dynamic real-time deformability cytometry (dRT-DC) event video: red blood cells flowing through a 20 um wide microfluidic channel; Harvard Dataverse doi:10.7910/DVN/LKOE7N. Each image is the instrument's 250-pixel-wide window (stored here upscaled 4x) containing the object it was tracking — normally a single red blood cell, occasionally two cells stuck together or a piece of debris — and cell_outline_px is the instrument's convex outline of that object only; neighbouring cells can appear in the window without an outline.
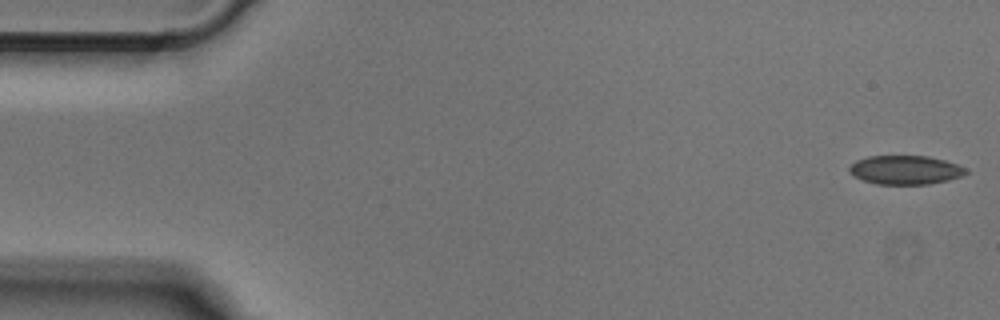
{"species": "Egyptian fruit bat (a non-hibernating species)", "species_latin": "Rousettus aegyptiacus", "temperature_condition": "cold", "stored_images_in_passage": 49, "camera_frame_rate_fps": 3000, "um_per_image_px": 0.085, "animal": {"sex": "male"}, "frame": {"image": 1, "passage_image": 1, "time_ms": 0.0, "image_size_px": [1000, 320], "cell_outline_px": [[968, 172], [960, 176], [948, 180], [928, 184], [876, 184], [864, 180], [848, 172], [848, 168], [856, 160], [868, 156], [928, 156], [944, 160], [956, 164], [964, 168]], "centroid_in_image_um": [76.92, 14.44], "position_along_channel_um": 8.1, "area_um2": 19.42}}
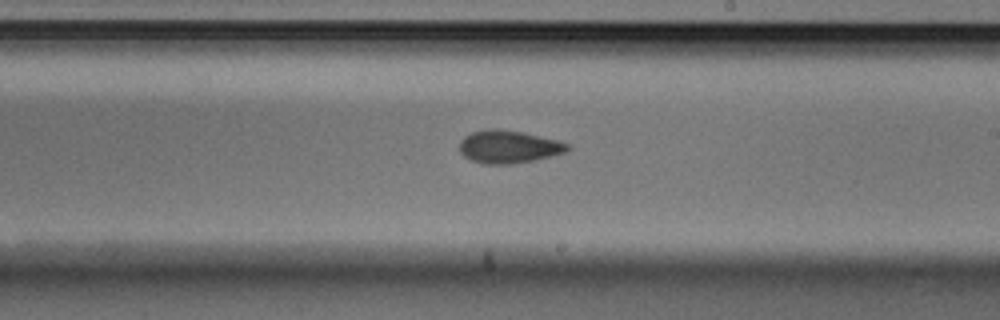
{"frame": {"image": 2, "passage_image": 28, "time_ms": 9.0, "image_size_px": [1000, 320], "cell_outline_px": [[572, 148], [564, 152], [532, 160], [512, 164], [484, 164], [472, 160], [464, 156], [460, 152], [460, 140], [464, 136], [472, 132], [488, 128], [496, 128], [520, 132], [560, 140], [568, 144]], "centroid_in_image_um": [43.21, 12.46], "position_along_channel_um": 245.8, "area_um2": 20.52}}
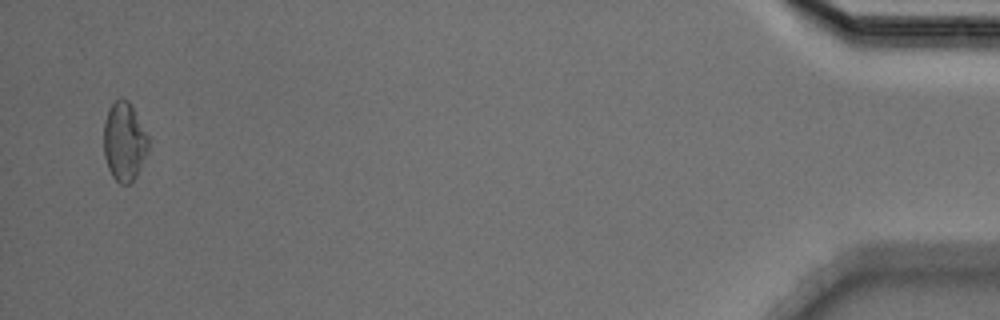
{"frame": {"image": 3, "passage_image": 48, "time_ms": 15.667, "image_size_px": [1000, 320], "cell_outline_px": [[148, 148], [140, 168], [136, 176], [128, 184], [120, 184], [112, 176], [108, 168], [104, 156], [104, 120], [112, 104], [120, 96], [128, 100], [148, 136]], "centroid_in_image_um": [10.54, 12.04], "position_along_channel_um": 424.7, "area_um2": 20.23}}